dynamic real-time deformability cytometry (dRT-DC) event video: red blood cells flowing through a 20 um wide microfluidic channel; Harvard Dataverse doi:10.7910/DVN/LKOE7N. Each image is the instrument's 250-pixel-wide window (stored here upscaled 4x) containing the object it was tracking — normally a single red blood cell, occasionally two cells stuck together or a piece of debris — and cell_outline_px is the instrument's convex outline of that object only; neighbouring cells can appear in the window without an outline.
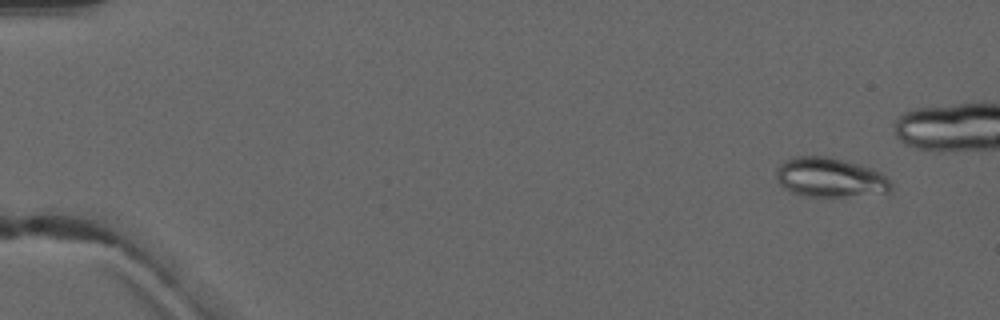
{"species": "common noctule bat (a hibernating species)", "species_latin": "Nyctalus noctula", "temperature_condition": "warm", "stored_images_in_passage": 5, "camera_frame_rate_fps": 3000, "um_per_image_px": 0.085, "animal": {"sex": "male", "forearm_length_mm": 52.5}, "frame": {"image": 1, "passage_image": 1, "time_ms": 0.0, "image_size_px": [1000, 320], "cell_outline_px": [[892, 188], [888, 192], [844, 196], [804, 196], [792, 192], [784, 188], [776, 180], [776, 168], [784, 160], [792, 156], [828, 156], [876, 168], [892, 184]], "centroid_in_image_um": [70.52, 15.06], "position_along_channel_um": 14.5, "area_um2": 26.53}}